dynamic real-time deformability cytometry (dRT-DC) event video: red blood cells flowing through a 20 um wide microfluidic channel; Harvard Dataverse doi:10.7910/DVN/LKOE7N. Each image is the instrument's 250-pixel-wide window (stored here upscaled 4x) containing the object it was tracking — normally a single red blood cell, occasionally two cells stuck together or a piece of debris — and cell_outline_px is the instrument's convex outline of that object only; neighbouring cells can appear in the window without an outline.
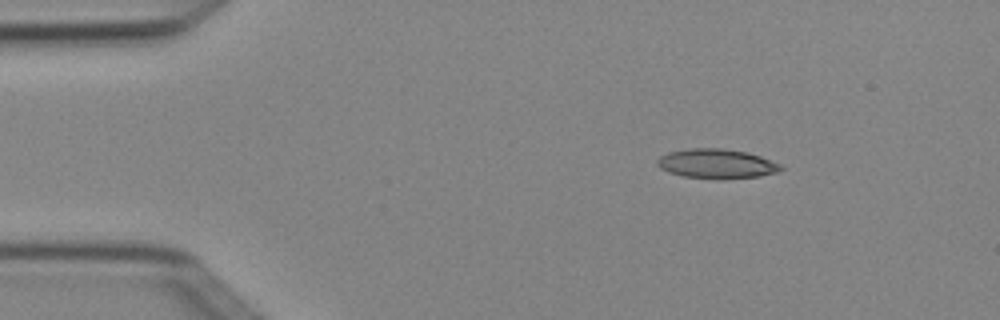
{"species": "Egyptian fruit bat (a non-hibernating species)", "species_latin": "Rousettus aegyptiacus", "temperature_condition": "cold", "stored_images_in_passage": 3, "camera_frame_rate_fps": 3000, "um_per_image_px": 0.085, "animal": {"sex": "female"}, "frame": {"image": 1, "passage_image": 1, "time_ms": 0.0, "image_size_px": [1000, 320], "cell_outline_px": [[784, 168], [780, 172], [760, 176], [684, 176], [668, 172], [660, 168], [656, 164], [656, 160], [660, 156], [668, 152], [688, 148], [720, 148], [748, 152], [760, 156], [780, 164]], "centroid_in_image_um": [60.89, 13.86], "position_along_channel_um": 24.1, "area_um2": 20.46}}
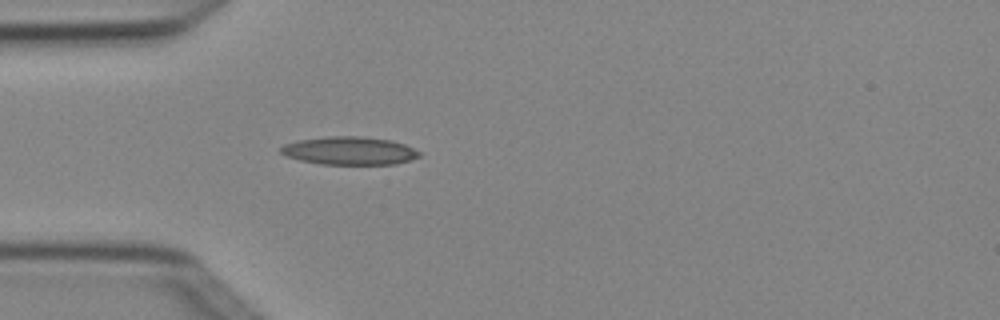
{"frame": {"image": 2, "passage_image": 3, "time_ms": 0.667, "image_size_px": [1000, 320], "cell_outline_px": [[420, 156], [396, 164], [320, 164], [300, 160], [288, 156], [280, 152], [280, 148], [284, 144], [296, 140], [328, 136], [360, 136], [392, 140], [404, 144], [420, 152]], "centroid_in_image_um": [29.68, 12.8], "position_along_channel_um": 55.3, "area_um2": 22.6}}